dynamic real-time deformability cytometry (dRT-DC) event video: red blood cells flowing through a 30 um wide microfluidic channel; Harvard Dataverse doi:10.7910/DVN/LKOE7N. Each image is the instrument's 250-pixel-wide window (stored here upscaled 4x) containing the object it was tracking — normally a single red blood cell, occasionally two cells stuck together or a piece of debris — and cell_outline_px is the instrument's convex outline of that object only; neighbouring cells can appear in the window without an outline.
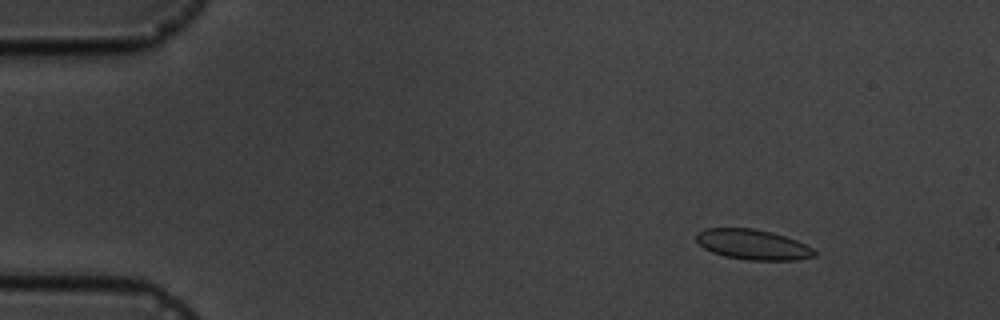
{"species": "common noctule bat (a hibernating species)", "species_latin": "Nyctalus noctula", "temperature_condition": "cold", "stored_images_in_passage": 5, "camera_frame_rate_fps": 3000, "um_per_image_px": 0.085, "animal": {"sex": "male", "body_mass_g": 19.5, "forearm_length_mm": 54.6}, "frame": {"image": 1, "passage_image": 3, "time_ms": 2.0, "image_size_px": [1000, 320], "cell_outline_px": [[816, 256], [796, 260], [748, 260], [724, 256], [712, 252], [704, 248], [696, 240], [696, 232], [704, 228], [752, 228], [772, 232], [796, 240], [812, 248], [816, 252]], "centroid_in_image_um": [63.97, 20.78], "position_along_channel_um": 21.0, "area_um2": 20.81}}